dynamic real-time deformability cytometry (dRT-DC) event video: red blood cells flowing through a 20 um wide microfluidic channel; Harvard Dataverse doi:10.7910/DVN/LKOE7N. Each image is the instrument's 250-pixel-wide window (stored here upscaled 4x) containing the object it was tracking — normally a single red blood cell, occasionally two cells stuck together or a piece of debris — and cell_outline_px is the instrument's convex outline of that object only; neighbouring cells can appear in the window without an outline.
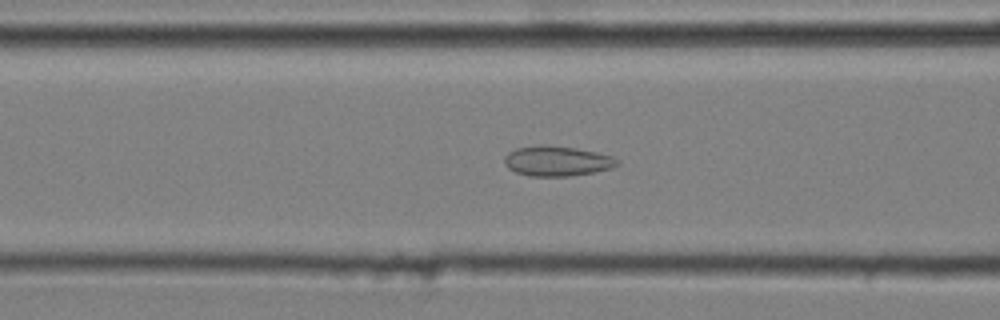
{"species": "common noctule bat (a hibernating species)", "species_latin": "Nyctalus noctula", "temperature_condition": "cold", "stored_images_in_passage": 45, "camera_frame_rate_fps": 3000, "um_per_image_px": 0.085, "animal": {"sex": "male", "body_mass_g": 20.4}, "frame": {"image": 1, "passage_image": 15, "time_ms": 4.667, "image_size_px": [1000, 320], "cell_outline_px": [[620, 164], [612, 168], [592, 172], [568, 176], [528, 176], [516, 172], [508, 168], [504, 164], [504, 156], [508, 152], [516, 148], [540, 144], [544, 144], [576, 148], [596, 152], [612, 156], [620, 160]], "centroid_in_image_um": [47.33, 13.68], "position_along_channel_um": 119.3, "area_um2": 19.94}}
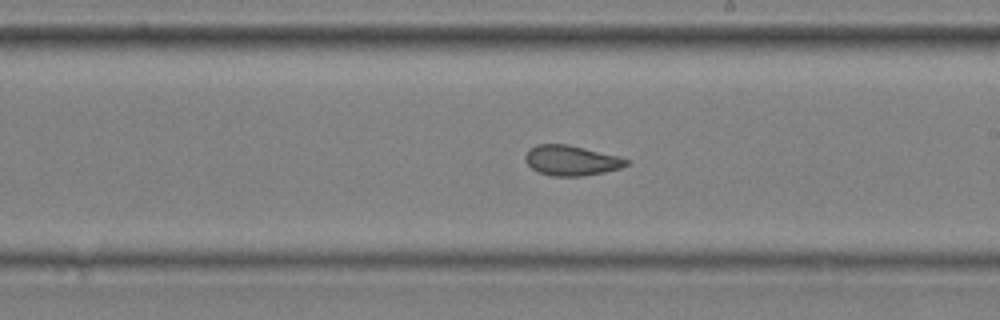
{"frame": {"image": 2, "passage_image": 25, "time_ms": 8.0, "image_size_px": [1000, 320], "cell_outline_px": [[632, 164], [620, 168], [604, 172], [584, 176], [552, 176], [536, 172], [524, 160], [524, 156], [536, 144], [568, 144], [620, 156], [628, 160]], "centroid_in_image_um": [48.59, 13.64], "position_along_channel_um": 240.4, "area_um2": 17.92}}
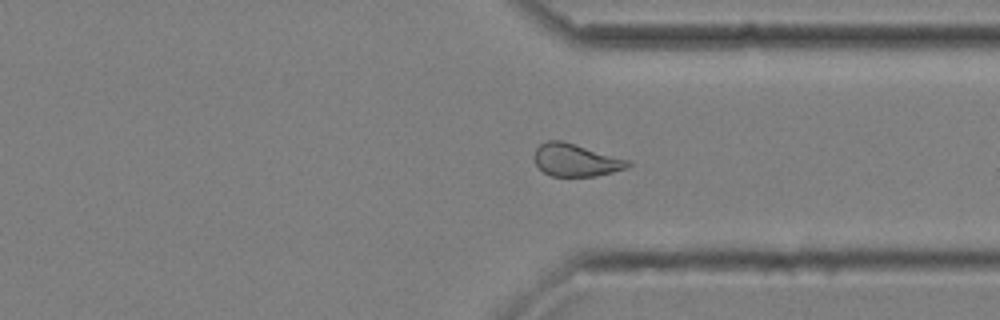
{"frame": {"image": 3, "passage_image": 35, "time_ms": 11.333, "image_size_px": [1000, 320], "cell_outline_px": [[632, 164], [628, 168], [596, 176], [552, 176], [544, 172], [536, 164], [532, 156], [536, 148], [540, 144], [548, 140], [560, 140], [632, 160]], "centroid_in_image_um": [48.96, 13.6], "position_along_channel_um": 362.4, "area_um2": 17.92}, "authors_computed_cell_mechanics": {"area_um2": 18.7272, "velocity_mm_per_s": 3.6441, "shape_relaxation_time_tau1_ms": null, "shape_relaxation_time_tau2_ms": 1.845, "deformation_change_tau1": null, "deformation_change_tau2": 0.0731}}